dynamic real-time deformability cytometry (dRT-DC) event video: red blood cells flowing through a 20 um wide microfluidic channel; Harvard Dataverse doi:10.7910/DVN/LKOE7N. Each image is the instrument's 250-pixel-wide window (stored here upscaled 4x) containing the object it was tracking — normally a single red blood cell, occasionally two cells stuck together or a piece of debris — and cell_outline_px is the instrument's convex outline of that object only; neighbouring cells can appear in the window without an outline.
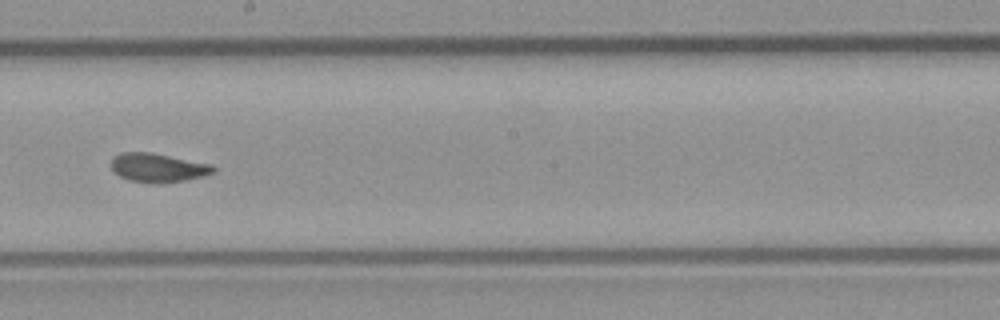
{"species": "common noctule bat (a hibernating species)", "species_latin": "Nyctalus noctula", "temperature_condition": "room temperature", "stored_images_in_passage": 8, "segment_of_instrument_passage": [2, 2], "camera_frame_rate_fps": 3000, "um_per_image_px": 0.085, "animal": {"sex": "male", "body_mass_g": 23.1, "forearm_length_mm": 52.7}, "frame": {"image": 1, "passage_image": 8, "time_ms": 8.0, "image_size_px": [1000, 320], "cell_outline_px": [[216, 172], [204, 176], [184, 180], [160, 184], [152, 184], [128, 180], [120, 176], [112, 168], [112, 156], [120, 152], [152, 152], [212, 164], [216, 168]], "centroid_in_image_um": [13.45, 14.25], "position_along_channel_um": 234.8, "area_um2": 17.46}}